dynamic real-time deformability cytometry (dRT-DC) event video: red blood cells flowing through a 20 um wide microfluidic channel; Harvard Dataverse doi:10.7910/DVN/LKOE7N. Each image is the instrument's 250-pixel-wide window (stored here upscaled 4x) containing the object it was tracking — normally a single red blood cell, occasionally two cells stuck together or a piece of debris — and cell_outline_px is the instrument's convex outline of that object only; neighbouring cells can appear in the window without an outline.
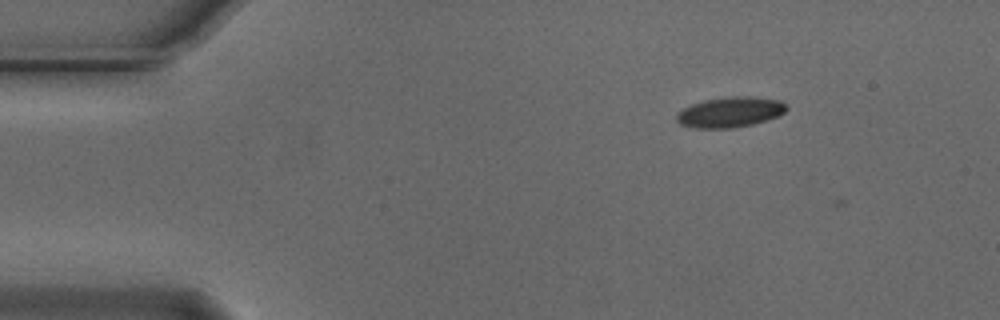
{"species": "Egyptian fruit bat (a non-hibernating species)", "species_latin": "Rousettus aegyptiacus", "temperature_condition": "cold", "stored_images_in_passage": 2, "camera_frame_rate_fps": 3000, "um_per_image_px": 0.085, "animal": {"sex": "male"}, "frame": {"image": 1, "passage_image": 1, "time_ms": 0.0, "image_size_px": [1000, 320], "cell_outline_px": [[788, 108], [784, 112], [776, 116], [752, 124], [732, 128], [696, 128], [680, 124], [676, 120], [676, 116], [684, 108], [692, 104], [704, 100], [732, 96], [752, 96], [780, 100]], "centroid_in_image_um": [62.05, 9.52], "position_along_channel_um": 23.0, "area_um2": 19.19}}